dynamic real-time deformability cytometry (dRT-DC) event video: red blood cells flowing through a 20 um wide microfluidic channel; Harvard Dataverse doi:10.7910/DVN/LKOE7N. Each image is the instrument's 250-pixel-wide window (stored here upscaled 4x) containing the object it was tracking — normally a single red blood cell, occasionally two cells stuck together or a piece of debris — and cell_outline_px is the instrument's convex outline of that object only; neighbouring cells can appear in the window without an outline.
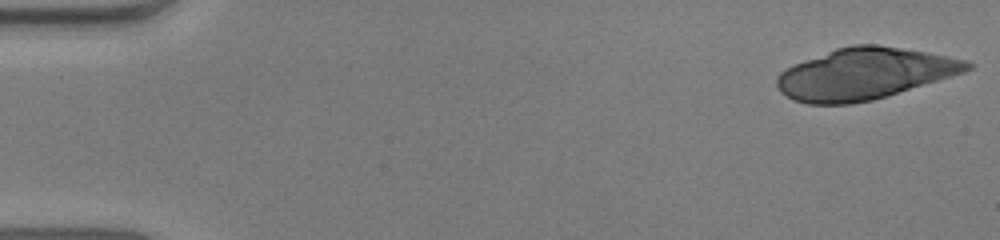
{"species": "human", "species_latin": "Homo sapiens", "temperature_condition": "warm", "stored_images_in_passage": 23, "camera_frame_rate_fps": 3000, "um_per_image_px": 0.085, "donor": {"sex": "male"}, "frame": {"image": 1, "passage_image": 1, "time_ms": 0.0, "image_size_px": [1000, 240], "cell_outline_px": [[972, 68], [964, 72], [952, 76], [872, 100], [852, 104], [808, 104], [792, 100], [780, 92], [776, 84], [776, 76], [780, 72], [792, 64], [836, 48], [852, 44], [876, 44], [924, 52], [968, 60], [972, 64]], "centroid_in_image_um": [73.42, 6.27], "position_along_channel_um": 11.6, "area_um2": 56.76}}
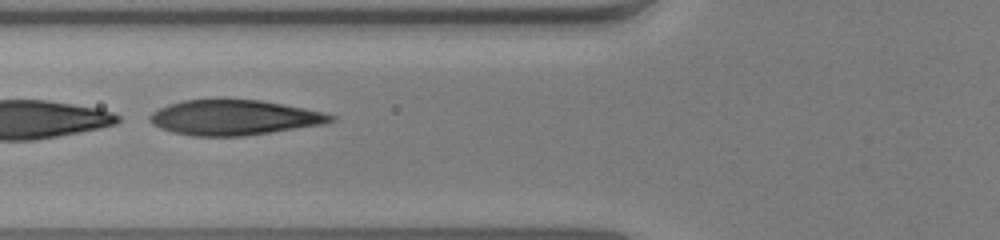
{"frame": {"image": 2, "passage_image": 20, "time_ms": 6.333, "image_size_px": [1000, 240], "cell_outline_px": [[336, 120], [324, 124], [244, 136], [192, 136], [172, 132], [160, 128], [152, 124], [148, 120], [148, 116], [152, 112], [168, 104], [184, 100], [260, 100], [304, 108], [324, 112], [336, 116]], "centroid_in_image_um": [19.89, 10.0], "position_along_channel_um": 105.9, "area_um2": 36.93}}